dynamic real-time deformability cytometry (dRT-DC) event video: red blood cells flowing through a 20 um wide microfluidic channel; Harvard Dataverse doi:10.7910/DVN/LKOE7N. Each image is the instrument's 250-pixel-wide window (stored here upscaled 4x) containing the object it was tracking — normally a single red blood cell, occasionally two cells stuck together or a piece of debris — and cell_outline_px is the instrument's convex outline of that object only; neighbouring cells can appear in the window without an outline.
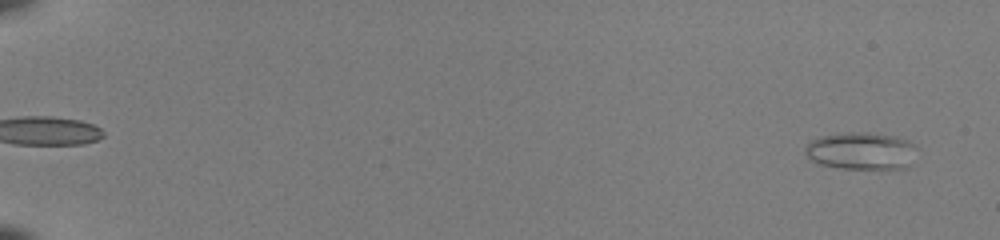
{"species": "common noctule bat (a hibernating species)", "species_latin": "Nyctalus noctula", "temperature_condition": "room temperature", "stored_images_in_passage": 53, "camera_frame_rate_fps": 3000, "um_per_image_px": 0.085, "animal": {"sex": "female", "body_mass_g": 22.0, "forearm_length_mm": 56.7}, "frame": {"image": 1, "passage_image": 3, "time_ms": 0.667, "image_size_px": [1000, 240], "cell_outline_px": [[916, 148], [908, 164], [904, 168], [840, 168], [820, 164], [812, 160], [804, 152], [804, 148], [812, 140], [820, 136], [852, 132], [868, 132], [908, 140]], "centroid_in_image_um": [73.14, 12.82], "position_along_channel_um": 11.9, "area_um2": 23.7}}
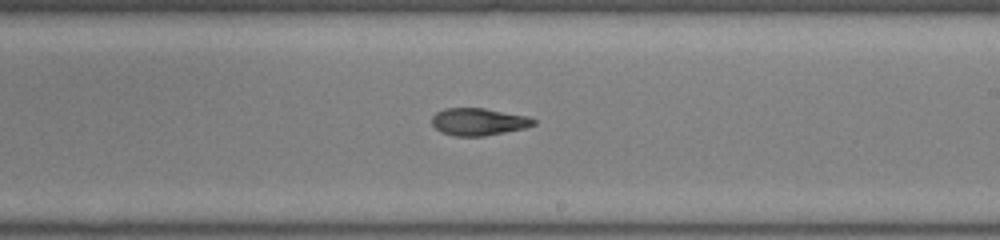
{"frame": {"image": 2, "passage_image": 34, "time_ms": 11.0, "image_size_px": [1000, 240], "cell_outline_px": [[536, 124], [524, 128], [484, 136], [456, 136], [440, 132], [432, 124], [432, 116], [436, 112], [444, 108], [484, 108], [528, 116], [536, 120]], "centroid_in_image_um": [40.66, 10.34], "position_along_channel_um": 248.3, "area_um2": 16.18}}
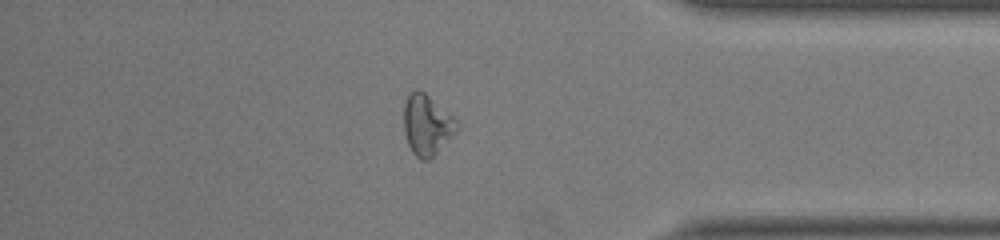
{"frame": {"image": 3, "passage_image": 46, "time_ms": 15.0, "image_size_px": [1000, 240], "cell_outline_px": [[460, 128], [428, 160], [420, 160], [412, 152], [408, 144], [404, 132], [404, 104], [408, 92], [416, 88], [420, 88], [452, 116], [456, 120]], "centroid_in_image_um": [36.26, 10.58], "position_along_channel_um": 398.9, "area_um2": 18.67}}